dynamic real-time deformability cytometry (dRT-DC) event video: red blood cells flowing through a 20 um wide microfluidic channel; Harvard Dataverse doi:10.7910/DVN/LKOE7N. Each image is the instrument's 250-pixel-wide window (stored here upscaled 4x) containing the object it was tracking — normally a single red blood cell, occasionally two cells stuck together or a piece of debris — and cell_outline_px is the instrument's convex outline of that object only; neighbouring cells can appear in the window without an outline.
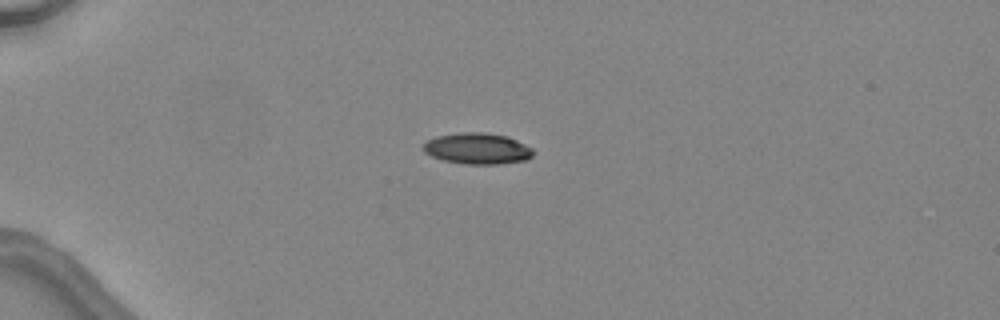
{"species": "common noctule bat (a hibernating species)", "species_latin": "Nyctalus noctula", "temperature_condition": "warm", "stored_images_in_passage": 34, "camera_frame_rate_fps": 3000, "um_per_image_px": 0.085, "animal": {"sex": "female", "body_mass_g": 24.6, "forearm_length_mm": 56.2}, "frame": {"image": 1, "passage_image": 1, "time_ms": 0.0, "image_size_px": [1000, 320], "cell_outline_px": [[532, 156], [528, 160], [500, 164], [464, 164], [444, 160], [432, 156], [424, 152], [420, 148], [428, 140], [436, 136], [460, 132], [484, 132], [508, 136], [532, 148]], "centroid_in_image_um": [40.56, 12.62], "position_along_channel_um": 44.4, "area_um2": 20.06}}
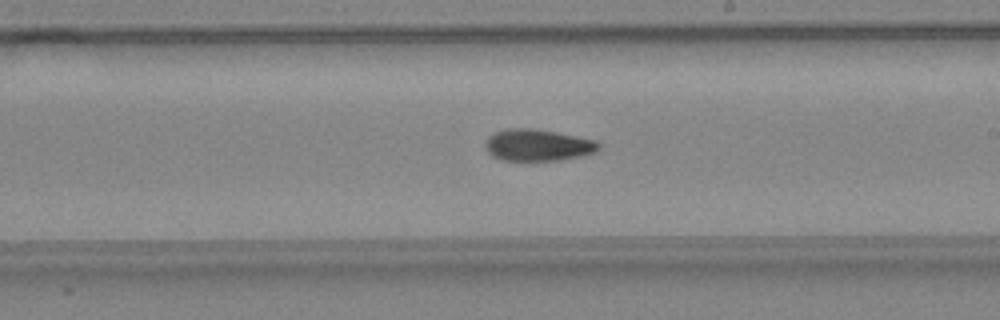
{"frame": {"image": 2, "passage_image": 17, "time_ms": 5.333, "image_size_px": [1000, 320], "cell_outline_px": [[600, 148], [596, 152], [580, 156], [560, 160], [500, 160], [492, 156], [488, 152], [484, 144], [488, 136], [496, 132], [508, 128], [532, 128], [556, 132], [596, 140], [600, 144]], "centroid_in_image_um": [45.7, 12.33], "position_along_channel_um": 243.3, "area_um2": 20.98}}
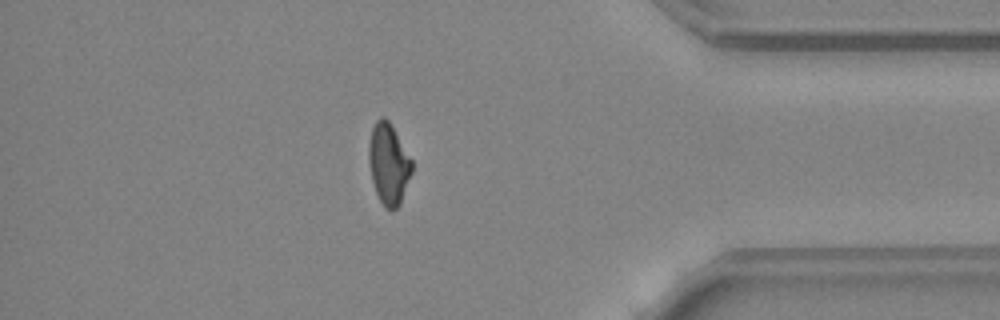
{"frame": {"image": 3, "passage_image": 29, "time_ms": 9.333, "image_size_px": [1000, 320], "cell_outline_px": [[412, 172], [400, 204], [392, 212], [384, 208], [376, 192], [372, 180], [368, 160], [368, 144], [372, 128], [376, 120], [380, 116], [384, 116], [388, 120], [412, 160]], "centroid_in_image_um": [33.02, 13.95], "position_along_channel_um": 402.2, "area_um2": 20.35}, "authors_computed_cell_mechanics": {"area_um2": 20.6346, "velocity_mm_per_s": 4.5694, "shape_relaxation_time_tau1_ms": null, "shape_relaxation_time_tau2_ms": 6.6323, "deformation_change_tau1": null, "deformation_change_tau2": 0.1611}}